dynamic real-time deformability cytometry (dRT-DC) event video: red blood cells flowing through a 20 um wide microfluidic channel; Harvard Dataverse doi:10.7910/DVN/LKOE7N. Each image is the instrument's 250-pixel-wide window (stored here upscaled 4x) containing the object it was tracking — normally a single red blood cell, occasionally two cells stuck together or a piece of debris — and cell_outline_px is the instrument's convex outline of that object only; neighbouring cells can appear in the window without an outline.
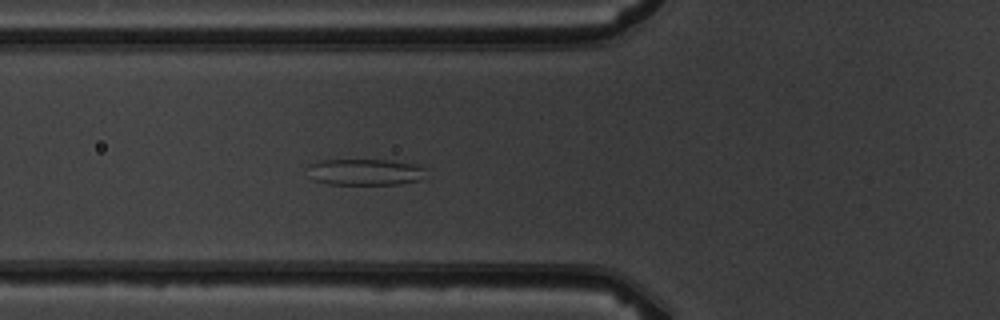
{"species": "common noctule bat (a hibernating species)", "species_latin": "Nyctalus noctula", "temperature_condition": "warm", "stored_images_in_passage": 5, "segment_of_instrument_passage": [1, 2], "camera_frame_rate_fps": 3000, "um_per_image_px": 0.085, "animal": {"sex": "male", "body_mass_g": 19.5, "forearm_length_mm": 54.6}, "frame": {"image": 1, "passage_image": 4, "time_ms": 4.333, "image_size_px": [1000, 320], "cell_outline_px": [[428, 168], [420, 180], [400, 184], [328, 184], [312, 180], [308, 164], [320, 160], [384, 160], [412, 164]], "centroid_in_image_um": [31.02, 14.63], "position_along_channel_um": 94.8, "area_um2": 18.09}}